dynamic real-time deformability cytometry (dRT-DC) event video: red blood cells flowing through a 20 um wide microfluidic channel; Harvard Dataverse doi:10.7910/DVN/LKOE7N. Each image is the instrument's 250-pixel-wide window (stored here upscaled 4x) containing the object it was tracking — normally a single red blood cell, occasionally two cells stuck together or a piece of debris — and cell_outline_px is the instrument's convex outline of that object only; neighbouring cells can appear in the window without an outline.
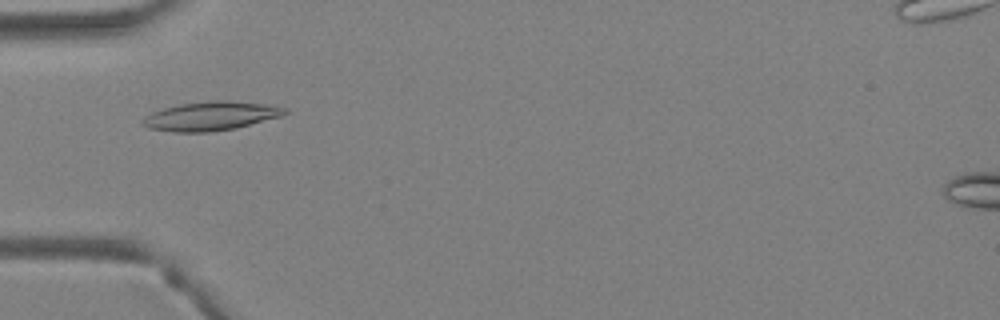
{"species": "Egyptian fruit bat (a non-hibernating species)", "species_latin": "Rousettus aegyptiacus", "temperature_condition": "warm", "stored_images_in_passage": 39, "camera_frame_rate_fps": 3000, "um_per_image_px": 0.085, "animal": {"sex": "female"}, "frame": {"image": 1, "passage_image": 12, "time_ms": 3.667, "image_size_px": [1000, 320], "cell_outline_px": [[288, 112], [284, 116], [236, 128], [208, 132], [172, 132], [148, 128], [140, 124], [140, 120], [144, 116], [152, 112], [164, 108], [180, 104], [216, 100], [228, 100], [264, 104], [284, 108]], "centroid_in_image_um": [17.88, 9.87], "position_along_channel_um": 67.1, "area_um2": 24.04}}
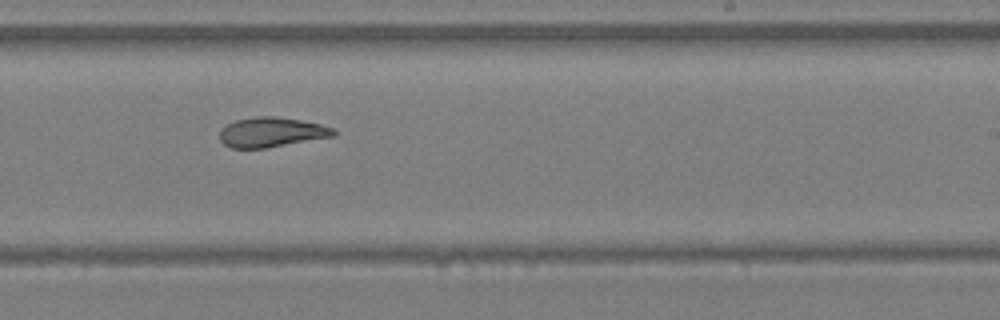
{"frame": {"image": 2, "passage_image": 24, "time_ms": 7.667, "image_size_px": [1000, 320], "cell_outline_px": [[336, 136], [264, 148], [232, 148], [224, 144], [220, 140], [220, 132], [228, 124], [236, 120], [256, 116], [276, 116], [300, 120], [320, 124], [332, 128], [336, 132]], "centroid_in_image_um": [23.09, 11.24], "position_along_channel_um": 265.9, "area_um2": 19.59}}
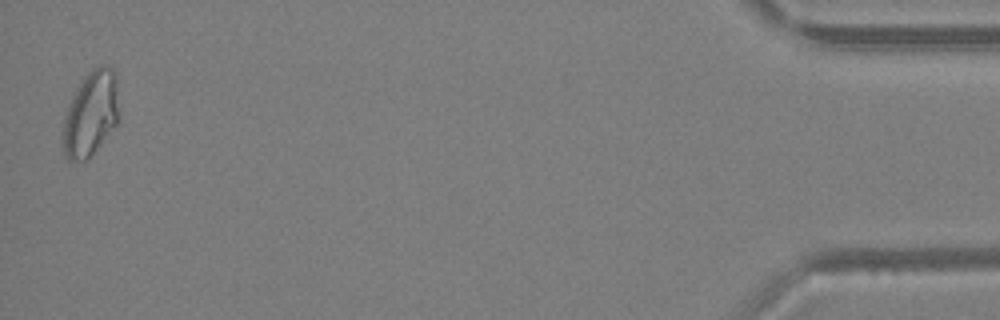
{"frame": {"image": 3, "passage_image": 39, "time_ms": 12.667, "image_size_px": [1000, 320], "cell_outline_px": [[120, 120], [88, 160], [68, 160], [64, 152], [60, 140], [60, 132], [64, 116], [68, 104], [72, 96], [84, 76], [92, 68], [100, 64], [104, 64], [112, 68], [116, 72]], "centroid_in_image_um": [7.71, 9.66], "position_along_channel_um": 427.5, "area_um2": 28.67}}